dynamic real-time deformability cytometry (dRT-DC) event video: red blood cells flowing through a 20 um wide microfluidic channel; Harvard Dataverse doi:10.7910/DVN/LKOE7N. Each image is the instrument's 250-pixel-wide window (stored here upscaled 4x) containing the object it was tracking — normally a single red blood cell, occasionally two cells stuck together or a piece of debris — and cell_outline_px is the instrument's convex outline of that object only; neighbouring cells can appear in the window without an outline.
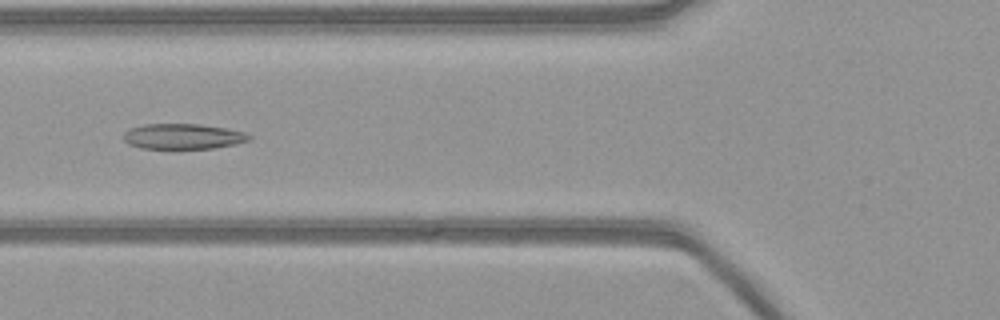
{"species": "common noctule bat (a hibernating species)", "species_latin": "Nyctalus noctula", "temperature_condition": "warm", "stored_images_in_passage": 54, "camera_frame_rate_fps": 3000, "um_per_image_px": 0.085, "animal": {"sex": "female", "body_mass_g": 21.9}, "frame": {"image": 1, "passage_image": 20, "time_ms": 6.333, "image_size_px": [1000, 320], "cell_outline_px": [[252, 140], [236, 144], [212, 148], [140, 148], [128, 144], [124, 140], [124, 132], [132, 128], [144, 124], [200, 124], [228, 128], [244, 132], [252, 136]], "centroid_in_image_um": [15.6, 11.59], "position_along_channel_um": 110.2, "area_um2": 18.61}}
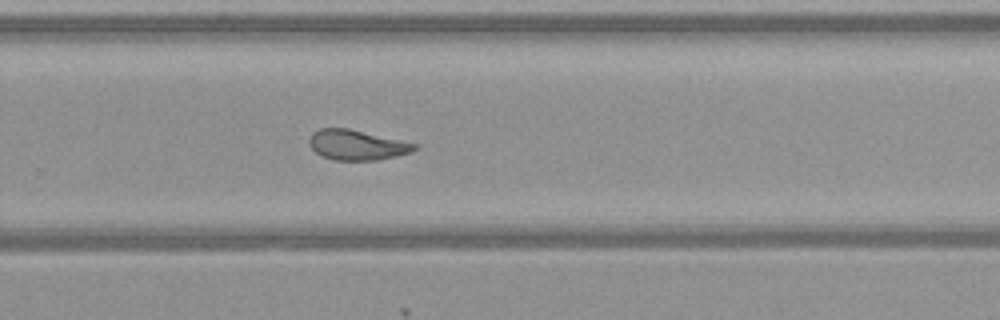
{"frame": {"image": 2, "passage_image": 35, "time_ms": 11.333, "image_size_px": [1000, 320], "cell_outline_px": [[420, 148], [412, 152], [396, 156], [376, 160], [332, 160], [316, 152], [308, 144], [308, 140], [312, 132], [320, 128], [348, 128], [416, 144]], "centroid_in_image_um": [30.32, 12.32], "position_along_channel_um": 299.5, "area_um2": 18.38}}
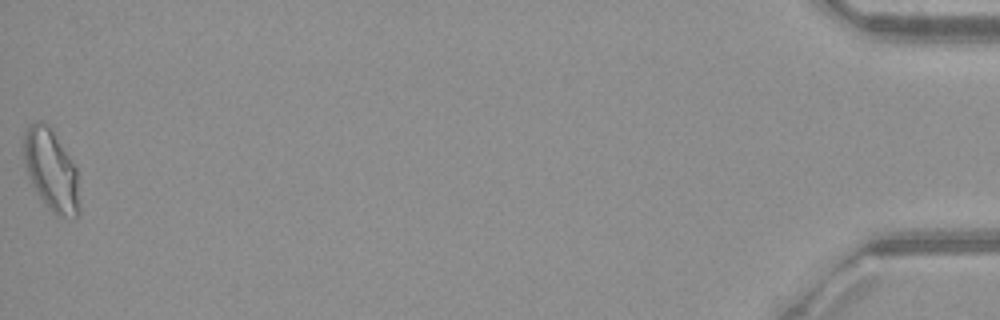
{"frame": {"image": 3, "passage_image": 54, "time_ms": 17.667, "image_size_px": [1000, 320], "cell_outline_px": [[80, 212], [72, 220], [56, 216], [48, 208], [36, 192], [28, 176], [24, 160], [24, 132], [28, 124], [36, 120], [40, 120], [52, 132], [76, 168], [80, 208]], "centroid_in_image_um": [4.34, 14.54], "position_along_channel_um": 430.9, "area_um2": 26.18}}